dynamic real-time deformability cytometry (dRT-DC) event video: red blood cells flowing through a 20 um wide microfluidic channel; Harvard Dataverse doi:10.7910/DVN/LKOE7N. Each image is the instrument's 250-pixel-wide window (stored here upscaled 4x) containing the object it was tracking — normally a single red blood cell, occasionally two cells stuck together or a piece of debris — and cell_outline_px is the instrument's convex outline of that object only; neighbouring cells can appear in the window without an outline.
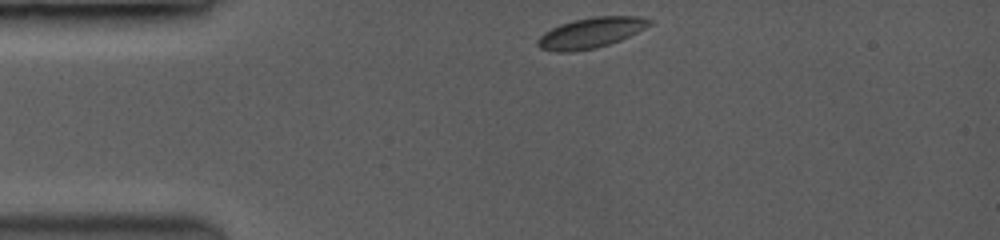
{"species": "common noctule bat (a hibernating species)", "species_latin": "Nyctalus noctula", "temperature_condition": "room temperature", "stored_images_in_passage": 44, "camera_frame_rate_fps": 3500, "um_per_image_px": 0.085, "animal": {"sex": "female", "body_mass_g": 19.0, "forearm_length_mm": 53.3}, "frame": {"image": 1, "passage_image": 1, "time_ms": 0.0, "image_size_px": [1000, 240], "cell_outline_px": [[652, 24], [620, 40], [596, 48], [568, 52], [560, 52], [540, 48], [536, 44], [536, 40], [544, 32], [560, 24], [576, 20], [596, 16], [636, 16], [652, 20]], "centroid_in_image_um": [50.19, 2.79], "position_along_channel_um": 34.8, "area_um2": 19.54}}
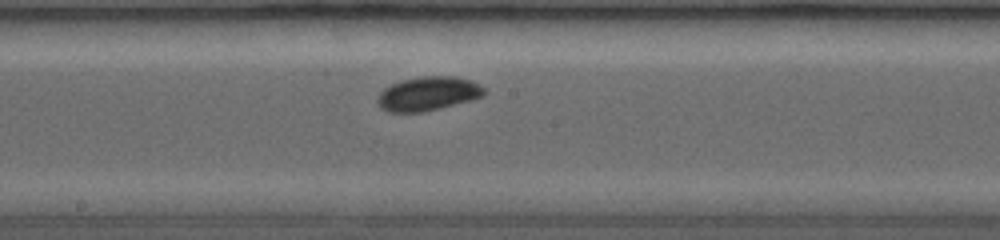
{"frame": {"image": 2, "passage_image": 20, "time_ms": 5.429, "image_size_px": [1000, 240], "cell_outline_px": [[484, 92], [480, 96], [468, 100], [420, 112], [388, 112], [380, 104], [380, 96], [384, 88], [392, 84], [404, 80], [420, 76], [452, 76], [472, 80], [480, 84], [484, 88]], "centroid_in_image_um": [36.41, 7.93], "position_along_channel_um": 211.8, "area_um2": 20.29}}
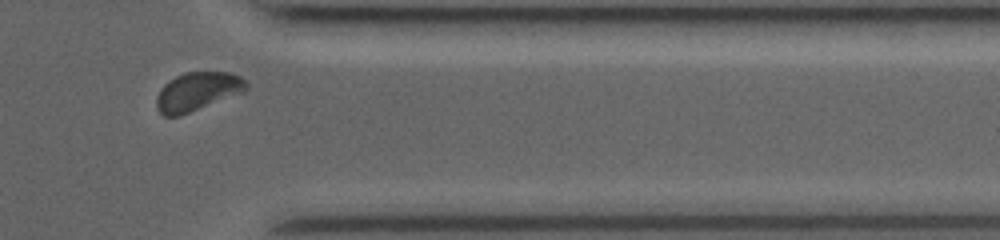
{"frame": {"image": 3, "passage_image": 39, "time_ms": 10.0, "image_size_px": [1000, 240], "cell_outline_px": [[248, 88], [240, 92], [180, 116], [164, 116], [156, 108], [156, 96], [160, 88], [168, 80], [184, 72], [228, 72], [240, 76], [248, 84]], "centroid_in_image_um": [16.71, 7.77], "position_along_channel_um": 394.7, "area_um2": 19.94}, "authors_computed_cell_mechanics": {"area_um2": 19.5653, "velocity_mm_per_s": 3.9994, "shape_relaxation_time_tau1_ms": 3.2811, "shape_relaxation_time_tau2_ms": null, "deformation_change_tau1": 0.1046, "deformation_change_tau2": null}}